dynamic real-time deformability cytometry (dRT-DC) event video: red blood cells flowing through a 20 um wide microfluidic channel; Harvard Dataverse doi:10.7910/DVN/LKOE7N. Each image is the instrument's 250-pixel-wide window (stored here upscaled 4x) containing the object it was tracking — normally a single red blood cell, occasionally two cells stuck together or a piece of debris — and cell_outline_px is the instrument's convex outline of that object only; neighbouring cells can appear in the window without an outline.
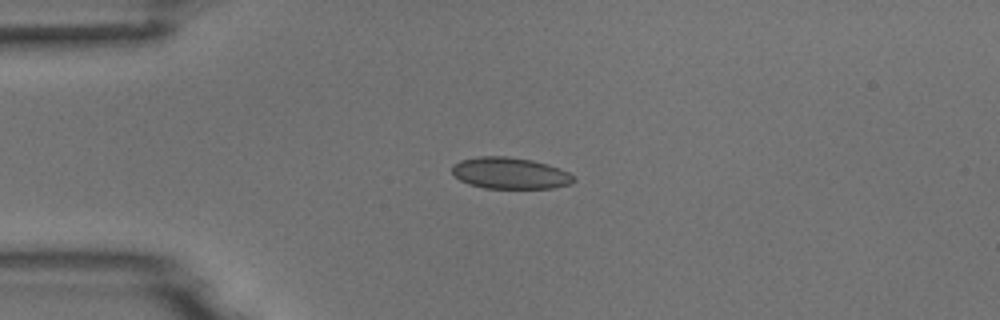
{"species": "common noctule bat (a hibernating species)", "species_latin": "Nyctalus noctula", "temperature_condition": "room temperature", "stored_images_in_passage": 4, "camera_frame_rate_fps": 3000, "um_per_image_px": 0.085, "animal": {"sex": "male", "body_mass_g": 18.8}, "frame": {"image": 1, "passage_image": 3, "time_ms": 2.333, "image_size_px": [1000, 320], "cell_outline_px": [[576, 180], [568, 184], [552, 188], [484, 188], [468, 184], [460, 180], [452, 172], [452, 164], [460, 160], [480, 156], [508, 156], [532, 160], [548, 164], [560, 168], [568, 172]], "centroid_in_image_um": [43.33, 14.71], "position_along_channel_um": 41.7, "area_um2": 22.31}}